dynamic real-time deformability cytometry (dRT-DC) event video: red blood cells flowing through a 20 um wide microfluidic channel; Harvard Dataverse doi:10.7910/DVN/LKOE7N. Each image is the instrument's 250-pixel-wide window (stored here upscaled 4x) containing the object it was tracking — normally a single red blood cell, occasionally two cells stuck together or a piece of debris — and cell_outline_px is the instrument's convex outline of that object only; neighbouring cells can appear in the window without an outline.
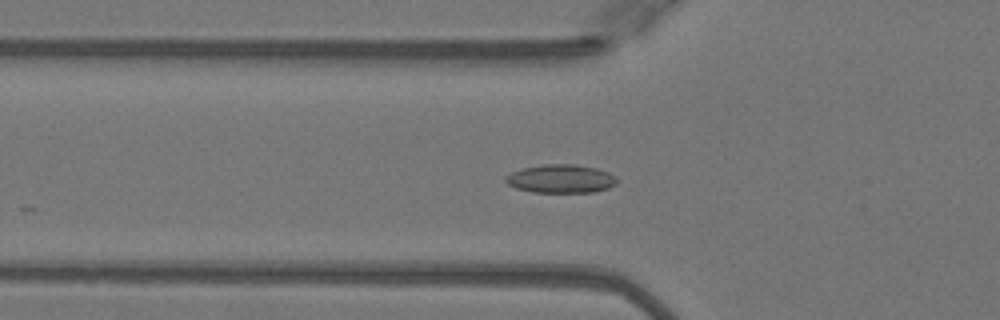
{"species": "Egyptian fruit bat (a non-hibernating species)", "species_latin": "Rousettus aegyptiacus", "temperature_condition": "warm", "stored_images_in_passage": 30, "camera_frame_rate_fps": 3000, "um_per_image_px": 0.085, "animal": {"sex": "female"}, "frame": {"image": 1, "passage_image": 17, "time_ms": 5.333, "image_size_px": [1000, 320], "cell_outline_px": [[620, 180], [616, 184], [608, 188], [592, 192], [532, 192], [516, 188], [508, 184], [504, 180], [504, 176], [512, 172], [524, 168], [548, 164], [576, 164], [596, 168], [608, 172], [616, 176]], "centroid_in_image_um": [47.7, 15.19], "position_along_channel_um": 78.1, "area_um2": 18.5}}
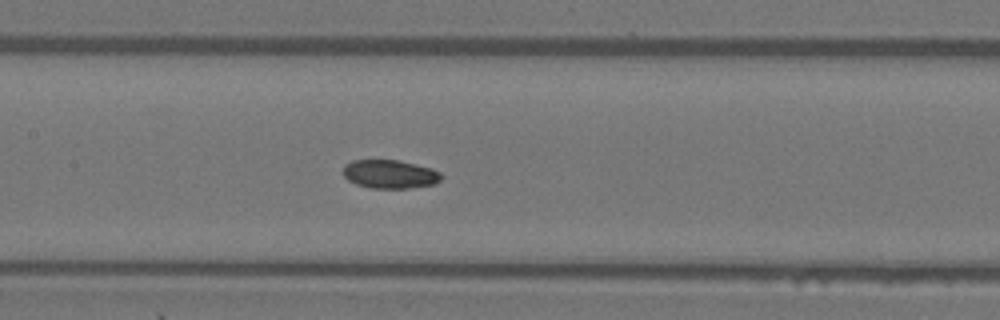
{"frame": {"image": 2, "passage_image": 24, "time_ms": 7.667, "image_size_px": [1000, 320], "cell_outline_px": [[444, 176], [436, 184], [408, 188], [372, 188], [356, 184], [348, 180], [344, 176], [344, 164], [352, 160], [400, 160], [432, 168], [440, 172]], "centroid_in_image_um": [33.17, 14.8], "position_along_channel_um": 174.2, "area_um2": 16.47}}
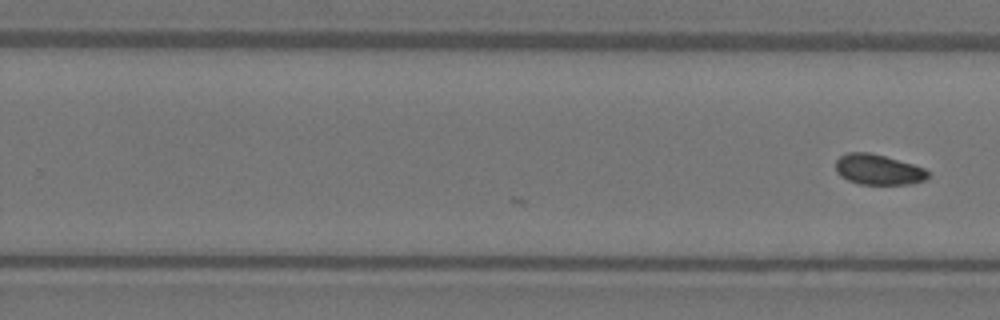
{"frame": {"image": 3, "passage_image": 30, "time_ms": 9.667, "image_size_px": [1000, 320], "cell_outline_px": [[928, 176], [924, 180], [912, 184], [860, 184], [848, 180], [840, 176], [836, 172], [836, 160], [840, 156], [848, 152], [868, 152], [884, 156], [912, 164], [924, 168], [928, 172]], "centroid_in_image_um": [74.62, 14.41], "position_along_channel_um": 255.2, "area_um2": 16.24}}